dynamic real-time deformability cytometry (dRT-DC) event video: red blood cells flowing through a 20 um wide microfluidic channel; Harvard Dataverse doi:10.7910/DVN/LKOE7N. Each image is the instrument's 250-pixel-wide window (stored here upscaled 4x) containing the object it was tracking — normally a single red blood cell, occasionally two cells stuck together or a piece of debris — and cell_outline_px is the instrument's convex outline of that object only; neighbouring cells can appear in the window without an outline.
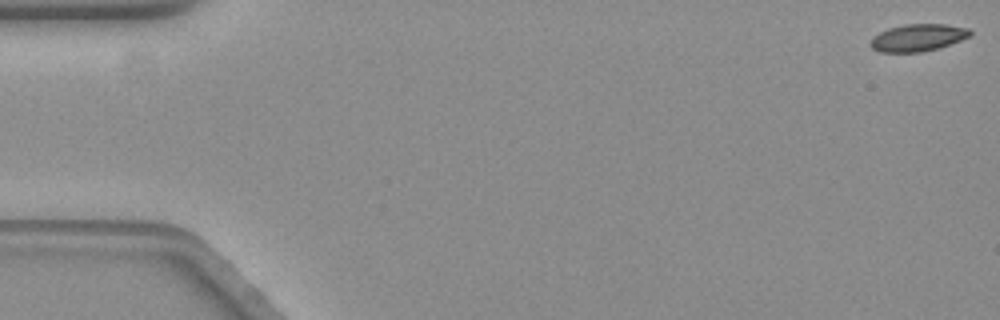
{"species": "common noctule bat (a hibernating species)", "species_latin": "Nyctalus noctula", "temperature_condition": "warm", "stored_images_in_passage": 59, "camera_frame_rate_fps": 3000, "um_per_image_px": 0.085, "animal": {"sex": "female", "body_mass_g": 19.3, "forearm_length_mm": 54.1}, "frame": {"image": 1, "passage_image": 1, "time_ms": 0.0, "image_size_px": [1000, 320], "cell_outline_px": [[972, 36], [936, 48], [920, 52], [880, 52], [872, 48], [868, 44], [872, 36], [888, 28], [904, 24], [944, 24], [968, 28], [972, 32]], "centroid_in_image_um": [77.98, 3.19], "position_along_channel_um": 7.0, "area_um2": 15.78}}
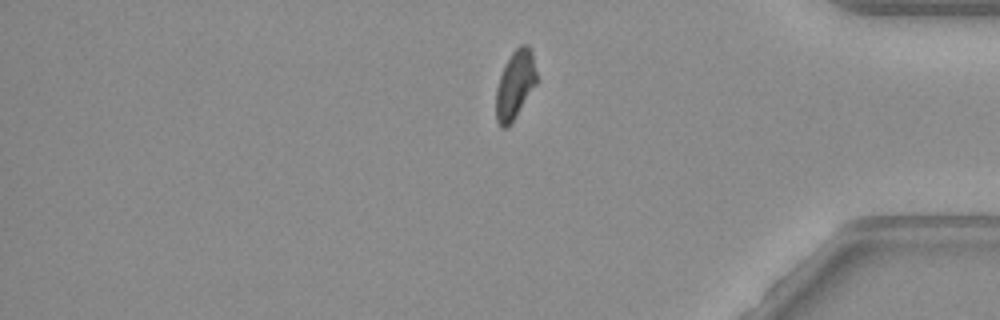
{"frame": {"image": 2, "passage_image": 49, "time_ms": 16.0, "image_size_px": [1000, 320], "cell_outline_px": [[536, 84], [508, 128], [500, 128], [496, 120], [496, 88], [500, 76], [512, 52], [520, 44], [528, 44], [532, 52], [536, 72]], "centroid_in_image_um": [43.77, 7.22], "position_along_channel_um": 391.4, "area_um2": 16.01}}
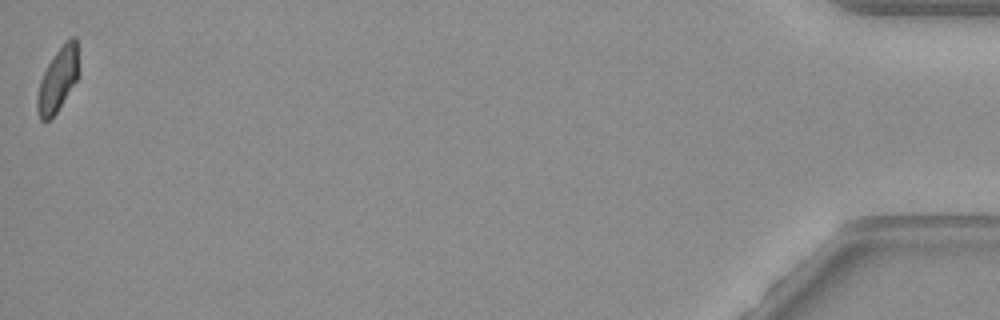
{"frame": {"image": 3, "passage_image": 59, "time_ms": 19.333, "image_size_px": [1000, 320], "cell_outline_px": [[76, 80], [56, 112], [48, 120], [40, 120], [36, 108], [36, 96], [40, 80], [52, 56], [72, 36], [76, 36]], "centroid_in_image_um": [4.84, 6.81], "position_along_channel_um": 430.4, "area_um2": 14.68}, "authors_computed_cell_mechanics": {"area_um2": 16.6464, "velocity_mm_per_s": 3.499, "shape_relaxation_time_tau1_ms": null, "shape_relaxation_time_tau2_ms": 3.0202, "deformation_change_tau1": null, "deformation_change_tau2": 0.0621}}